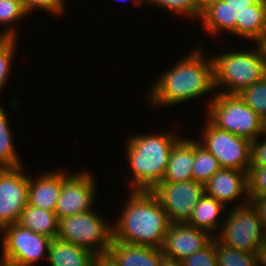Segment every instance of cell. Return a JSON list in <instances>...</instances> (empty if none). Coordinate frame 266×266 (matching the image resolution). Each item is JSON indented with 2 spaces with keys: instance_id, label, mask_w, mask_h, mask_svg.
Returning a JSON list of instances; mask_svg holds the SVG:
<instances>
[{
  "instance_id": "cell-1",
  "label": "cell",
  "mask_w": 266,
  "mask_h": 266,
  "mask_svg": "<svg viewBox=\"0 0 266 266\" xmlns=\"http://www.w3.org/2000/svg\"><path fill=\"white\" fill-rule=\"evenodd\" d=\"M198 45L177 63L164 70L156 80L153 79L146 95L148 102H151L149 104L154 107L157 105V108L174 106L210 93L212 95L208 97V107L216 95L213 59L212 55L206 56L200 43Z\"/></svg>"
},
{
  "instance_id": "cell-2",
  "label": "cell",
  "mask_w": 266,
  "mask_h": 266,
  "mask_svg": "<svg viewBox=\"0 0 266 266\" xmlns=\"http://www.w3.org/2000/svg\"><path fill=\"white\" fill-rule=\"evenodd\" d=\"M113 223V240L161 249L171 224L151 191L131 190Z\"/></svg>"
},
{
  "instance_id": "cell-3",
  "label": "cell",
  "mask_w": 266,
  "mask_h": 266,
  "mask_svg": "<svg viewBox=\"0 0 266 266\" xmlns=\"http://www.w3.org/2000/svg\"><path fill=\"white\" fill-rule=\"evenodd\" d=\"M175 132L134 134L125 143L132 175L126 177L129 190L151 191L161 183L173 145L180 139Z\"/></svg>"
},
{
  "instance_id": "cell-4",
  "label": "cell",
  "mask_w": 266,
  "mask_h": 266,
  "mask_svg": "<svg viewBox=\"0 0 266 266\" xmlns=\"http://www.w3.org/2000/svg\"><path fill=\"white\" fill-rule=\"evenodd\" d=\"M208 35L228 32L256 43L266 31V6L260 0H217L201 11Z\"/></svg>"
},
{
  "instance_id": "cell-5",
  "label": "cell",
  "mask_w": 266,
  "mask_h": 266,
  "mask_svg": "<svg viewBox=\"0 0 266 266\" xmlns=\"http://www.w3.org/2000/svg\"><path fill=\"white\" fill-rule=\"evenodd\" d=\"M254 46V50L235 49L212 56L216 93L238 94L266 75V62L256 43Z\"/></svg>"
},
{
  "instance_id": "cell-6",
  "label": "cell",
  "mask_w": 266,
  "mask_h": 266,
  "mask_svg": "<svg viewBox=\"0 0 266 266\" xmlns=\"http://www.w3.org/2000/svg\"><path fill=\"white\" fill-rule=\"evenodd\" d=\"M205 113L217 128L254 141L263 134L261 119L238 94L216 93Z\"/></svg>"
},
{
  "instance_id": "cell-7",
  "label": "cell",
  "mask_w": 266,
  "mask_h": 266,
  "mask_svg": "<svg viewBox=\"0 0 266 266\" xmlns=\"http://www.w3.org/2000/svg\"><path fill=\"white\" fill-rule=\"evenodd\" d=\"M57 238L88 249L98 258L106 257L113 240V224L92 209L59 219Z\"/></svg>"
},
{
  "instance_id": "cell-8",
  "label": "cell",
  "mask_w": 266,
  "mask_h": 266,
  "mask_svg": "<svg viewBox=\"0 0 266 266\" xmlns=\"http://www.w3.org/2000/svg\"><path fill=\"white\" fill-rule=\"evenodd\" d=\"M220 231L215 238L223 245L241 251L257 254L265 241L266 232L256 211L248 203L243 206H229ZM229 212V213H228Z\"/></svg>"
},
{
  "instance_id": "cell-9",
  "label": "cell",
  "mask_w": 266,
  "mask_h": 266,
  "mask_svg": "<svg viewBox=\"0 0 266 266\" xmlns=\"http://www.w3.org/2000/svg\"><path fill=\"white\" fill-rule=\"evenodd\" d=\"M205 120L197 142L218 160L221 168L247 173L251 166L252 142L217 128L206 117Z\"/></svg>"
},
{
  "instance_id": "cell-10",
  "label": "cell",
  "mask_w": 266,
  "mask_h": 266,
  "mask_svg": "<svg viewBox=\"0 0 266 266\" xmlns=\"http://www.w3.org/2000/svg\"><path fill=\"white\" fill-rule=\"evenodd\" d=\"M0 233H3L0 261L15 266H35L40 260L48 259L46 254L51 238L32 232L17 223L2 228Z\"/></svg>"
},
{
  "instance_id": "cell-11",
  "label": "cell",
  "mask_w": 266,
  "mask_h": 266,
  "mask_svg": "<svg viewBox=\"0 0 266 266\" xmlns=\"http://www.w3.org/2000/svg\"><path fill=\"white\" fill-rule=\"evenodd\" d=\"M151 192L167 213L170 223H186L205 194L204 185L194 180L161 182Z\"/></svg>"
},
{
  "instance_id": "cell-12",
  "label": "cell",
  "mask_w": 266,
  "mask_h": 266,
  "mask_svg": "<svg viewBox=\"0 0 266 266\" xmlns=\"http://www.w3.org/2000/svg\"><path fill=\"white\" fill-rule=\"evenodd\" d=\"M97 184L92 172L65 173L63 170V184L57 200L55 213L59 219L77 213H85L95 206Z\"/></svg>"
},
{
  "instance_id": "cell-13",
  "label": "cell",
  "mask_w": 266,
  "mask_h": 266,
  "mask_svg": "<svg viewBox=\"0 0 266 266\" xmlns=\"http://www.w3.org/2000/svg\"><path fill=\"white\" fill-rule=\"evenodd\" d=\"M25 168L0 169V230L17 223L28 204L29 176Z\"/></svg>"
},
{
  "instance_id": "cell-14",
  "label": "cell",
  "mask_w": 266,
  "mask_h": 266,
  "mask_svg": "<svg viewBox=\"0 0 266 266\" xmlns=\"http://www.w3.org/2000/svg\"><path fill=\"white\" fill-rule=\"evenodd\" d=\"M214 237L186 223H171L161 248L164 257L182 261L205 247Z\"/></svg>"
},
{
  "instance_id": "cell-15",
  "label": "cell",
  "mask_w": 266,
  "mask_h": 266,
  "mask_svg": "<svg viewBox=\"0 0 266 266\" xmlns=\"http://www.w3.org/2000/svg\"><path fill=\"white\" fill-rule=\"evenodd\" d=\"M205 194L231 208L248 204L247 173L230 168H221L204 185ZM245 195V196H244ZM244 197V198H243ZM238 199V200H237Z\"/></svg>"
},
{
  "instance_id": "cell-16",
  "label": "cell",
  "mask_w": 266,
  "mask_h": 266,
  "mask_svg": "<svg viewBox=\"0 0 266 266\" xmlns=\"http://www.w3.org/2000/svg\"><path fill=\"white\" fill-rule=\"evenodd\" d=\"M106 258L114 266H161L162 250L112 240Z\"/></svg>"
},
{
  "instance_id": "cell-17",
  "label": "cell",
  "mask_w": 266,
  "mask_h": 266,
  "mask_svg": "<svg viewBox=\"0 0 266 266\" xmlns=\"http://www.w3.org/2000/svg\"><path fill=\"white\" fill-rule=\"evenodd\" d=\"M63 184V170L45 171L38 177L29 176L28 205L55 212Z\"/></svg>"
},
{
  "instance_id": "cell-18",
  "label": "cell",
  "mask_w": 266,
  "mask_h": 266,
  "mask_svg": "<svg viewBox=\"0 0 266 266\" xmlns=\"http://www.w3.org/2000/svg\"><path fill=\"white\" fill-rule=\"evenodd\" d=\"M194 139L180 138L172 147L161 182L193 180Z\"/></svg>"
},
{
  "instance_id": "cell-19",
  "label": "cell",
  "mask_w": 266,
  "mask_h": 266,
  "mask_svg": "<svg viewBox=\"0 0 266 266\" xmlns=\"http://www.w3.org/2000/svg\"><path fill=\"white\" fill-rule=\"evenodd\" d=\"M226 209H229L228 206L226 207L215 198L204 194L195 205L193 213L186 224L208 232L215 237L220 231L222 221H224L219 217L226 216L224 214L227 213Z\"/></svg>"
},
{
  "instance_id": "cell-20",
  "label": "cell",
  "mask_w": 266,
  "mask_h": 266,
  "mask_svg": "<svg viewBox=\"0 0 266 266\" xmlns=\"http://www.w3.org/2000/svg\"><path fill=\"white\" fill-rule=\"evenodd\" d=\"M50 266H93L98 258L88 249L54 238L48 248Z\"/></svg>"
},
{
  "instance_id": "cell-21",
  "label": "cell",
  "mask_w": 266,
  "mask_h": 266,
  "mask_svg": "<svg viewBox=\"0 0 266 266\" xmlns=\"http://www.w3.org/2000/svg\"><path fill=\"white\" fill-rule=\"evenodd\" d=\"M17 224L52 240L58 236L59 218L54 211L27 204L22 210Z\"/></svg>"
},
{
  "instance_id": "cell-22",
  "label": "cell",
  "mask_w": 266,
  "mask_h": 266,
  "mask_svg": "<svg viewBox=\"0 0 266 266\" xmlns=\"http://www.w3.org/2000/svg\"><path fill=\"white\" fill-rule=\"evenodd\" d=\"M0 105V169L25 166L16 150L10 120Z\"/></svg>"
},
{
  "instance_id": "cell-23",
  "label": "cell",
  "mask_w": 266,
  "mask_h": 266,
  "mask_svg": "<svg viewBox=\"0 0 266 266\" xmlns=\"http://www.w3.org/2000/svg\"><path fill=\"white\" fill-rule=\"evenodd\" d=\"M220 169L218 160L194 139L193 180L205 185Z\"/></svg>"
},
{
  "instance_id": "cell-24",
  "label": "cell",
  "mask_w": 266,
  "mask_h": 266,
  "mask_svg": "<svg viewBox=\"0 0 266 266\" xmlns=\"http://www.w3.org/2000/svg\"><path fill=\"white\" fill-rule=\"evenodd\" d=\"M28 15L20 0H0V25L5 24L6 27L5 30H2L0 37L18 38V29L12 23H19L18 20L21 21L22 18L24 20Z\"/></svg>"
},
{
  "instance_id": "cell-25",
  "label": "cell",
  "mask_w": 266,
  "mask_h": 266,
  "mask_svg": "<svg viewBox=\"0 0 266 266\" xmlns=\"http://www.w3.org/2000/svg\"><path fill=\"white\" fill-rule=\"evenodd\" d=\"M217 266H258L257 254L221 244L215 238Z\"/></svg>"
},
{
  "instance_id": "cell-26",
  "label": "cell",
  "mask_w": 266,
  "mask_h": 266,
  "mask_svg": "<svg viewBox=\"0 0 266 266\" xmlns=\"http://www.w3.org/2000/svg\"><path fill=\"white\" fill-rule=\"evenodd\" d=\"M238 95L261 119L266 118V75Z\"/></svg>"
},
{
  "instance_id": "cell-27",
  "label": "cell",
  "mask_w": 266,
  "mask_h": 266,
  "mask_svg": "<svg viewBox=\"0 0 266 266\" xmlns=\"http://www.w3.org/2000/svg\"><path fill=\"white\" fill-rule=\"evenodd\" d=\"M17 38L0 37V92L8 82L16 51Z\"/></svg>"
},
{
  "instance_id": "cell-28",
  "label": "cell",
  "mask_w": 266,
  "mask_h": 266,
  "mask_svg": "<svg viewBox=\"0 0 266 266\" xmlns=\"http://www.w3.org/2000/svg\"><path fill=\"white\" fill-rule=\"evenodd\" d=\"M147 5H155L156 7L164 8L168 12L176 13L175 16L183 15L196 19V4L194 0H146Z\"/></svg>"
},
{
  "instance_id": "cell-29",
  "label": "cell",
  "mask_w": 266,
  "mask_h": 266,
  "mask_svg": "<svg viewBox=\"0 0 266 266\" xmlns=\"http://www.w3.org/2000/svg\"><path fill=\"white\" fill-rule=\"evenodd\" d=\"M180 262L182 266H217L215 237L201 250Z\"/></svg>"
},
{
  "instance_id": "cell-30",
  "label": "cell",
  "mask_w": 266,
  "mask_h": 266,
  "mask_svg": "<svg viewBox=\"0 0 266 266\" xmlns=\"http://www.w3.org/2000/svg\"><path fill=\"white\" fill-rule=\"evenodd\" d=\"M248 196H266V167L250 166L247 172Z\"/></svg>"
},
{
  "instance_id": "cell-31",
  "label": "cell",
  "mask_w": 266,
  "mask_h": 266,
  "mask_svg": "<svg viewBox=\"0 0 266 266\" xmlns=\"http://www.w3.org/2000/svg\"><path fill=\"white\" fill-rule=\"evenodd\" d=\"M24 9L29 14L32 12L40 10L47 11L52 15H61L66 10V0H20Z\"/></svg>"
},
{
  "instance_id": "cell-32",
  "label": "cell",
  "mask_w": 266,
  "mask_h": 266,
  "mask_svg": "<svg viewBox=\"0 0 266 266\" xmlns=\"http://www.w3.org/2000/svg\"><path fill=\"white\" fill-rule=\"evenodd\" d=\"M261 135L251 143V166L266 167V136Z\"/></svg>"
},
{
  "instance_id": "cell-33",
  "label": "cell",
  "mask_w": 266,
  "mask_h": 266,
  "mask_svg": "<svg viewBox=\"0 0 266 266\" xmlns=\"http://www.w3.org/2000/svg\"><path fill=\"white\" fill-rule=\"evenodd\" d=\"M248 198V203L256 211V214L261 220L266 232V196H248Z\"/></svg>"
},
{
  "instance_id": "cell-34",
  "label": "cell",
  "mask_w": 266,
  "mask_h": 266,
  "mask_svg": "<svg viewBox=\"0 0 266 266\" xmlns=\"http://www.w3.org/2000/svg\"><path fill=\"white\" fill-rule=\"evenodd\" d=\"M196 4V18L199 19L201 11L204 10L209 4L217 0H194Z\"/></svg>"
},
{
  "instance_id": "cell-35",
  "label": "cell",
  "mask_w": 266,
  "mask_h": 266,
  "mask_svg": "<svg viewBox=\"0 0 266 266\" xmlns=\"http://www.w3.org/2000/svg\"><path fill=\"white\" fill-rule=\"evenodd\" d=\"M258 266H266V241L258 249Z\"/></svg>"
},
{
  "instance_id": "cell-36",
  "label": "cell",
  "mask_w": 266,
  "mask_h": 266,
  "mask_svg": "<svg viewBox=\"0 0 266 266\" xmlns=\"http://www.w3.org/2000/svg\"><path fill=\"white\" fill-rule=\"evenodd\" d=\"M259 47L262 57L266 62V31L262 34L261 38L256 42Z\"/></svg>"
},
{
  "instance_id": "cell-37",
  "label": "cell",
  "mask_w": 266,
  "mask_h": 266,
  "mask_svg": "<svg viewBox=\"0 0 266 266\" xmlns=\"http://www.w3.org/2000/svg\"><path fill=\"white\" fill-rule=\"evenodd\" d=\"M161 266H182L180 261L169 259L164 257L161 262Z\"/></svg>"
},
{
  "instance_id": "cell-38",
  "label": "cell",
  "mask_w": 266,
  "mask_h": 266,
  "mask_svg": "<svg viewBox=\"0 0 266 266\" xmlns=\"http://www.w3.org/2000/svg\"><path fill=\"white\" fill-rule=\"evenodd\" d=\"M132 2L134 5L139 6L140 4L146 3V0H132Z\"/></svg>"
},
{
  "instance_id": "cell-39",
  "label": "cell",
  "mask_w": 266,
  "mask_h": 266,
  "mask_svg": "<svg viewBox=\"0 0 266 266\" xmlns=\"http://www.w3.org/2000/svg\"><path fill=\"white\" fill-rule=\"evenodd\" d=\"M263 136H266V118L263 120Z\"/></svg>"
},
{
  "instance_id": "cell-40",
  "label": "cell",
  "mask_w": 266,
  "mask_h": 266,
  "mask_svg": "<svg viewBox=\"0 0 266 266\" xmlns=\"http://www.w3.org/2000/svg\"><path fill=\"white\" fill-rule=\"evenodd\" d=\"M0 266H15V265H11V264L0 261Z\"/></svg>"
},
{
  "instance_id": "cell-41",
  "label": "cell",
  "mask_w": 266,
  "mask_h": 266,
  "mask_svg": "<svg viewBox=\"0 0 266 266\" xmlns=\"http://www.w3.org/2000/svg\"><path fill=\"white\" fill-rule=\"evenodd\" d=\"M266 6V0H260Z\"/></svg>"
}]
</instances>
